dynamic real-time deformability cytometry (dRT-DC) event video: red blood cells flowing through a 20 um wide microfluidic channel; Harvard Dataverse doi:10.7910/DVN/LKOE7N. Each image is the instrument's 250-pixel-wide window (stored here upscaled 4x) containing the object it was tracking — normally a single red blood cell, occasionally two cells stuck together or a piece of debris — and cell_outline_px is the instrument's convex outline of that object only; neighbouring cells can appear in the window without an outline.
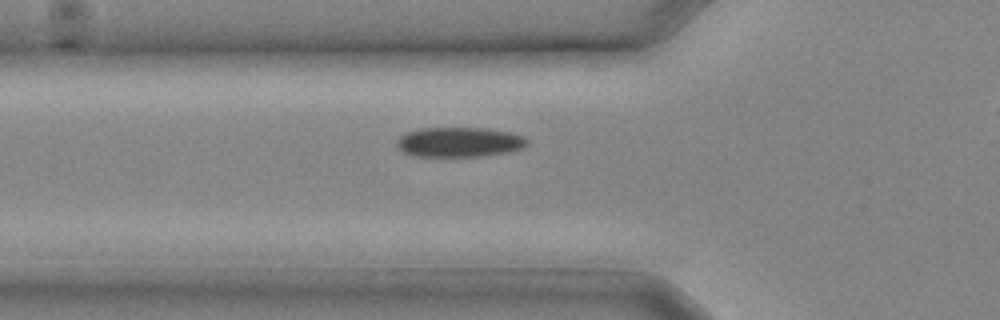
{"species": "common noctule bat (a hibernating species)", "species_latin": "Nyctalus noctula", "temperature_condition": "cold", "stored_images_in_passage": 16, "camera_frame_rate_fps": 3000, "um_per_image_px": 0.085, "animal": {"sex": "male", "body_mass_g": 20.4}, "frame": {"image": 1, "passage_image": 7, "time_ms": 2.0, "image_size_px": [1000, 320], "cell_outline_px": [[528, 144], [524, 148], [508, 152], [484, 156], [412, 156], [404, 152], [396, 144], [396, 140], [400, 136], [408, 132], [420, 128], [484, 128], [508, 132], [524, 136], [528, 140]], "centroid_in_image_um": [39.06, 12.08], "position_along_channel_um": 86.7, "area_um2": 22.66}}
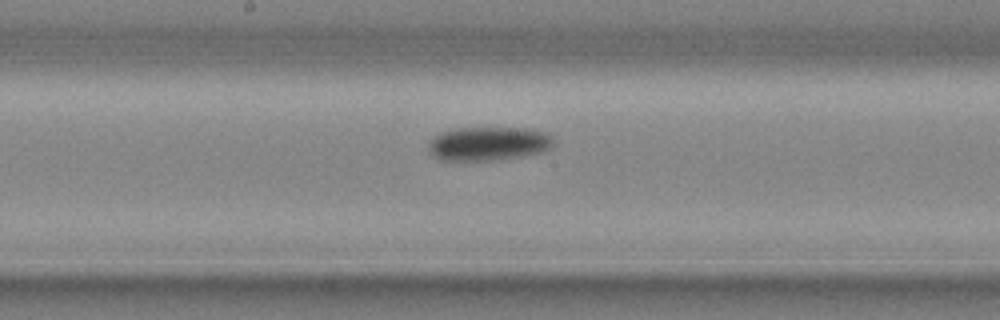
{"frame": {"image": 2, "passage_image": 12, "time_ms": 3.667, "image_size_px": [1000, 320], "cell_outline_px": [[552, 148], [544, 152], [500, 160], [440, 160], [432, 156], [428, 152], [428, 144], [440, 132], [456, 128], [528, 128], [544, 132], [552, 136]], "centroid_in_image_um": [41.52, 12.22], "position_along_channel_um": 206.7, "area_um2": 24.85}}
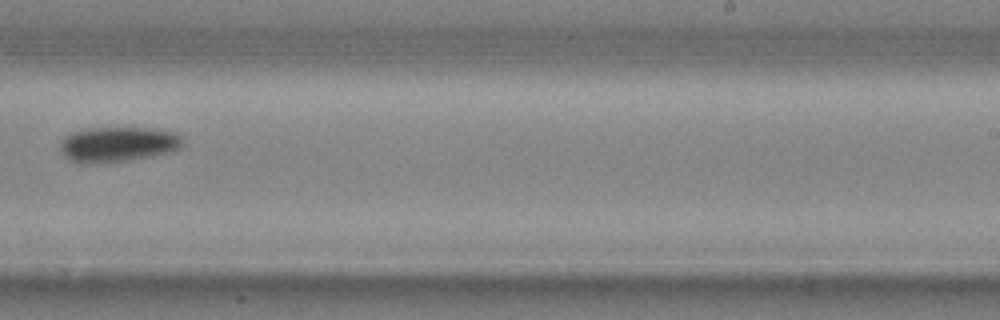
{"frame": {"image": 3, "passage_image": 15, "time_ms": 4.667, "image_size_px": [1000, 320], "cell_outline_px": [[184, 144], [180, 148], [172, 152], [152, 156], [128, 160], [72, 160], [64, 156], [60, 148], [64, 136], [72, 132], [88, 128], [152, 128], [176, 132], [180, 136]], "centroid_in_image_um": [10.12, 12.21], "position_along_channel_um": 278.9, "area_um2": 24.28}}